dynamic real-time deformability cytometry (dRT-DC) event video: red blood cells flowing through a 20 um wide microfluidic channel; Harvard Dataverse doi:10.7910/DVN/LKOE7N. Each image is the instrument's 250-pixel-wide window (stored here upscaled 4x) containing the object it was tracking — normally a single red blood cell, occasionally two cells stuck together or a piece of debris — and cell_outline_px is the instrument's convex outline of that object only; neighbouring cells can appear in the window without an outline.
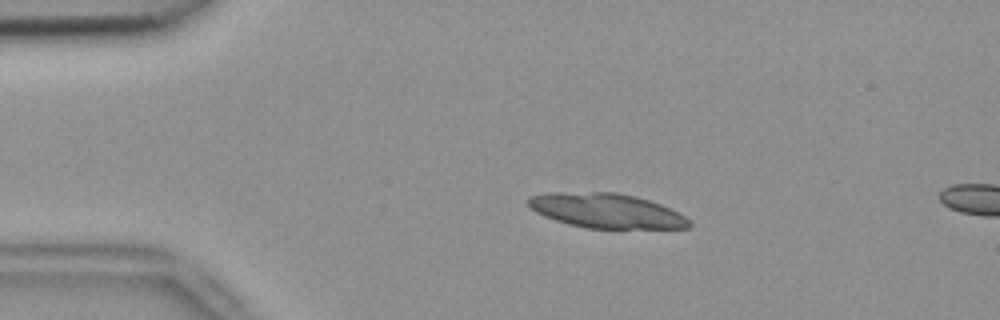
{"species": "common noctule bat (a hibernating species)", "species_latin": "Nyctalus noctula", "temperature_condition": "room temperature", "stored_images_in_passage": 13, "camera_frame_rate_fps": 3000, "um_per_image_px": 0.085, "animal": {"sex": "female", "body_mass_g": 18.4}, "frame": {"image": 1, "passage_image": 10, "time_ms": 3.0, "image_size_px": [1000, 320], "cell_outline_px": [[692, 224], [688, 228], [588, 228], [568, 224], [544, 216], [536, 212], [528, 204], [528, 196], [544, 192], [616, 192], [648, 200], [660, 204], [684, 216]], "centroid_in_image_um": [51.48, 17.9], "position_along_channel_um": 33.5, "area_um2": 32.19}}